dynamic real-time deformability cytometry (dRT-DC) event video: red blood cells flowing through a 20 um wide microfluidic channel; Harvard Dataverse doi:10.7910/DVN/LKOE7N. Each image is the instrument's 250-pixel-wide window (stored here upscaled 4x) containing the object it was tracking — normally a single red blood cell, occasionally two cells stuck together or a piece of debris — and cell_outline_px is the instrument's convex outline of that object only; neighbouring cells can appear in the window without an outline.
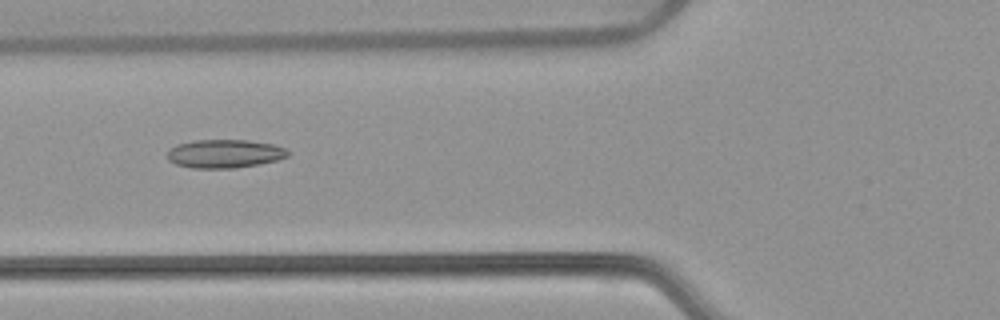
{"species": "common noctule bat (a hibernating species)", "species_latin": "Nyctalus noctula", "temperature_condition": "warm", "stored_images_in_passage": 45, "camera_frame_rate_fps": 3000, "um_per_image_px": 0.085, "animal": {"sex": "female", "body_mass_g": 22.7, "forearm_length_mm": 54.2}, "frame": {"image": 1, "passage_image": 12, "time_ms": 3.667, "image_size_px": [1000, 320], "cell_outline_px": [[292, 152], [288, 156], [276, 160], [260, 164], [236, 168], [192, 168], [176, 164], [168, 160], [168, 152], [176, 144], [196, 140], [248, 140], [276, 144]], "centroid_in_image_um": [19.14, 13.06], "position_along_channel_um": 106.7, "area_um2": 20.11}}
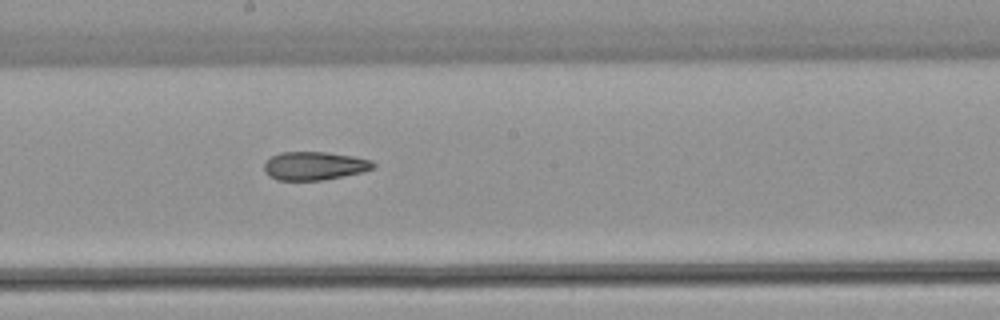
{"frame": {"image": 2, "passage_image": 21, "time_ms": 6.667, "image_size_px": [1000, 320], "cell_outline_px": [[376, 168], [364, 172], [324, 180], [276, 180], [268, 176], [264, 172], [264, 164], [272, 156], [280, 152], [328, 152], [352, 156], [372, 160], [376, 164]], "centroid_in_image_um": [26.75, 14.1], "position_along_channel_um": 221.4, "area_um2": 18.26}}
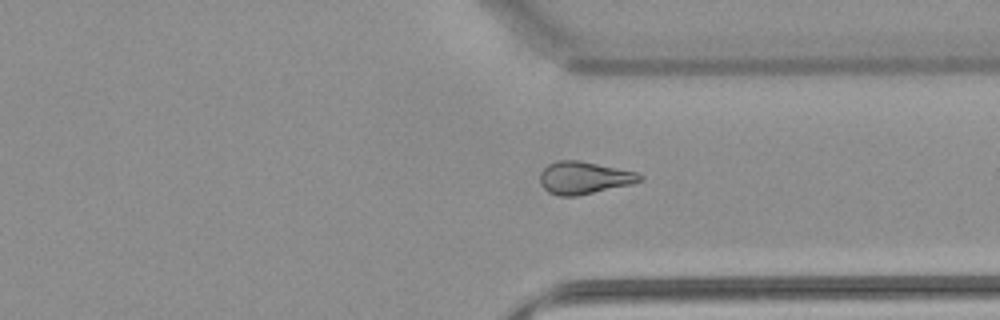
{"frame": {"image": 3, "passage_image": 32, "time_ms": 10.333, "image_size_px": [1000, 320], "cell_outline_px": [[644, 176], [640, 180], [632, 184], [576, 196], [556, 196], [548, 192], [540, 184], [540, 172], [548, 164], [556, 160], [580, 160], [636, 172]], "centroid_in_image_um": [49.6, 15.11], "position_along_channel_um": 361.8, "area_um2": 18.9}, "authors_computed_cell_mechanics": {"area_um2": 18.9006, "velocity_mm_per_s": 3.822, "shape_relaxation_time_tau1_ms": null, "shape_relaxation_time_tau2_ms": 3.6552, "deformation_change_tau1": null, "deformation_change_tau2": 0.1195}}